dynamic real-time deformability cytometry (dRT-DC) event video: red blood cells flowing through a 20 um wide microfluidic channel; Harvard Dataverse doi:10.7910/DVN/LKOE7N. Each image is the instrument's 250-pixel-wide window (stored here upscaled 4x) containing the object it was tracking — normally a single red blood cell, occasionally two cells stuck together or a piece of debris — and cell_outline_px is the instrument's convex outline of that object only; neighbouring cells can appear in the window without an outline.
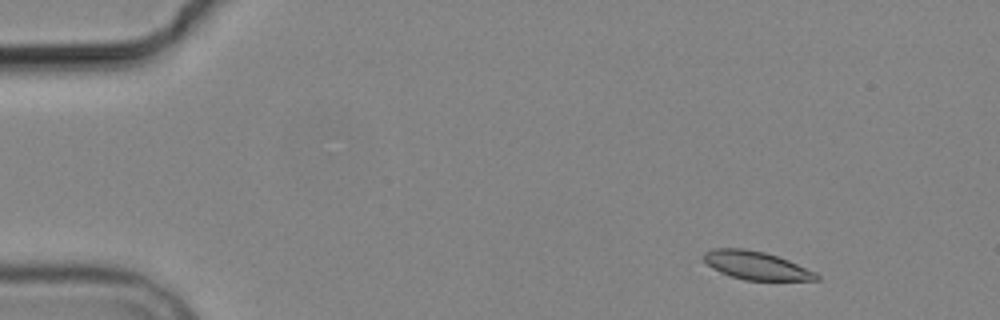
{"species": "common noctule bat (a hibernating species)", "species_latin": "Nyctalus noctula", "temperature_condition": "cold", "stored_images_in_passage": 4, "camera_frame_rate_fps": 3000, "um_per_image_px": 0.085, "animal": {"sex": "male", "body_mass_g": 19.2, "forearm_length_mm": 51.8}, "frame": {"image": 1, "passage_image": 1, "time_ms": 0.0, "image_size_px": [1000, 320], "cell_outline_px": [[820, 280], [744, 280], [728, 276], [712, 268], [704, 260], [704, 252], [712, 248], [744, 248], [764, 252], [788, 260], [816, 272], [820, 276]], "centroid_in_image_um": [64.26, 22.56], "position_along_channel_um": 20.7, "area_um2": 18.55}}
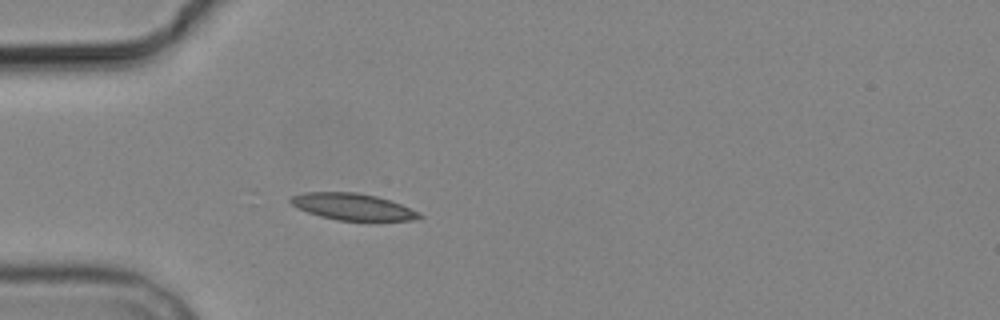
{"frame": {"image": 2, "passage_image": 4, "time_ms": 3.333, "image_size_px": [1000, 320], "cell_outline_px": [[424, 216], [412, 220], [336, 220], [320, 216], [296, 208], [288, 200], [292, 196], [304, 192], [356, 192], [376, 196], [400, 204], [420, 212]], "centroid_in_image_um": [29.95, 17.56], "position_along_channel_um": 55.1, "area_um2": 19.83}}